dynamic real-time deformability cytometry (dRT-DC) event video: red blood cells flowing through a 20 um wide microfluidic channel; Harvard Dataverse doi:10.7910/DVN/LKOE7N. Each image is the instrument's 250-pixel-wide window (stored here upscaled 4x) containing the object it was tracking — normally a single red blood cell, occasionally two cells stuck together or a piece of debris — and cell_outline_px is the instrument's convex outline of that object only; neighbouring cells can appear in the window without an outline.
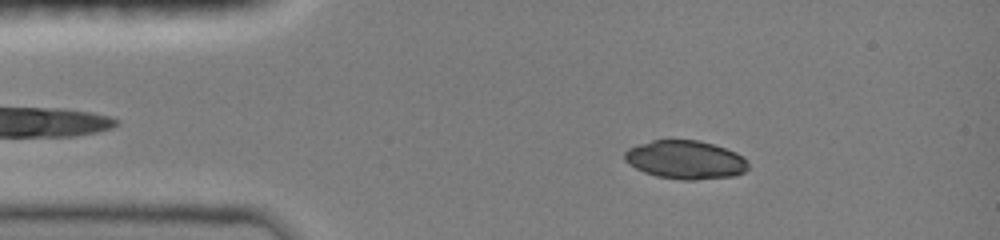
{"species": "common noctule bat (a hibernating species)", "species_latin": "Nyctalus noctula", "temperature_condition": "room temperature", "stored_images_in_passage": 43, "camera_frame_rate_fps": 3000, "um_per_image_px": 0.085, "animal": {"sex": "female", "body_mass_g": 19.0, "forearm_length_mm": 51.5}, "frame": {"image": 1, "passage_image": 7, "time_ms": 1.667, "image_size_px": [1000, 240], "cell_outline_px": [[748, 168], [744, 172], [732, 176], [696, 180], [684, 180], [656, 176], [644, 172], [636, 168], [624, 160], [624, 152], [628, 148], [652, 140], [696, 140], [712, 144], [736, 152], [748, 164]], "centroid_in_image_um": [58.23, 13.58], "position_along_channel_um": 26.8, "area_um2": 27.46}}
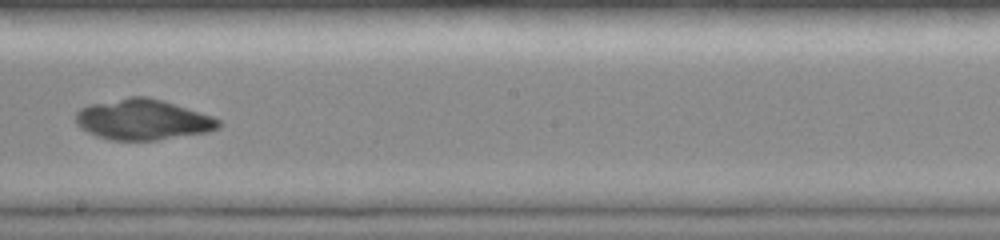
{"frame": {"image": 2, "passage_image": 27, "time_ms": 8.0, "image_size_px": [1000, 240], "cell_outline_px": [[220, 128], [208, 132], [156, 140], [112, 140], [88, 132], [80, 128], [76, 124], [76, 112], [80, 108], [88, 104], [128, 96], [148, 96], [212, 116], [220, 120]], "centroid_in_image_um": [12.11, 10.16], "position_along_channel_um": 236.1, "area_um2": 33.7}}
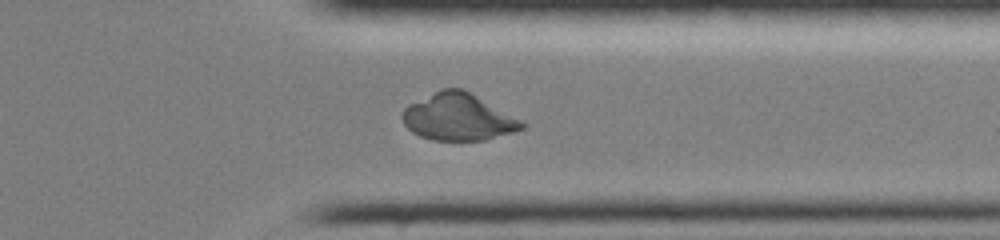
{"frame": {"image": 3, "passage_image": 38, "time_ms": 11.333, "image_size_px": [1000, 240], "cell_outline_px": [[524, 128], [512, 132], [484, 140], [432, 140], [420, 136], [412, 132], [404, 124], [400, 116], [404, 108], [408, 104], [440, 88], [460, 88], [468, 92], [520, 120], [524, 124]], "centroid_in_image_um": [38.86, 9.95], "position_along_channel_um": 372.5, "area_um2": 32.19}}